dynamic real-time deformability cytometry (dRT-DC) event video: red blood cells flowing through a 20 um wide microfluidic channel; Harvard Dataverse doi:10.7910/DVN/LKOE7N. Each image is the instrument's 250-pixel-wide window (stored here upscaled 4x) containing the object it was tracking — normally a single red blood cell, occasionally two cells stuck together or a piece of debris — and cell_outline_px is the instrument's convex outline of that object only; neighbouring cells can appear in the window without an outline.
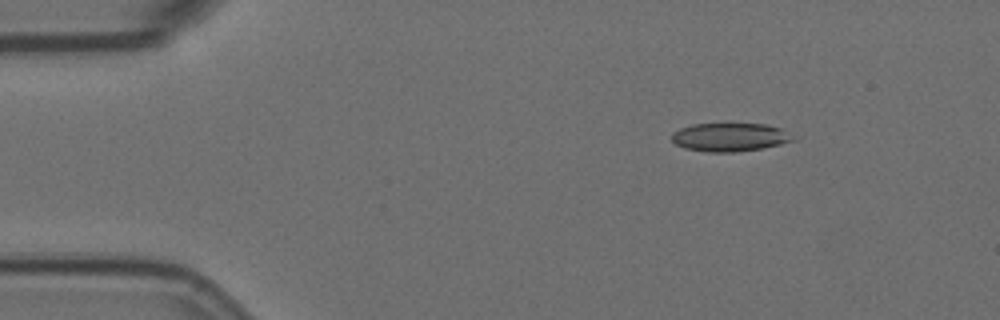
{"species": "Egyptian fruit bat (a non-hibernating species)", "species_latin": "Rousettus aegyptiacus", "temperature_condition": "room temperature", "stored_images_in_passage": 5, "camera_frame_rate_fps": 3000, "um_per_image_px": 0.085, "animal": {"sex": "female"}, "frame": {"image": 1, "passage_image": 1, "time_ms": 0.0, "image_size_px": [1000, 320], "cell_outline_px": [[796, 140], [780, 144], [760, 148], [736, 152], [708, 152], [684, 148], [676, 144], [672, 140], [672, 132], [680, 128], [692, 124], [768, 124], [780, 128], [796, 136]], "centroid_in_image_um": [62.05, 11.65], "position_along_channel_um": 22.9, "area_um2": 20.11}}
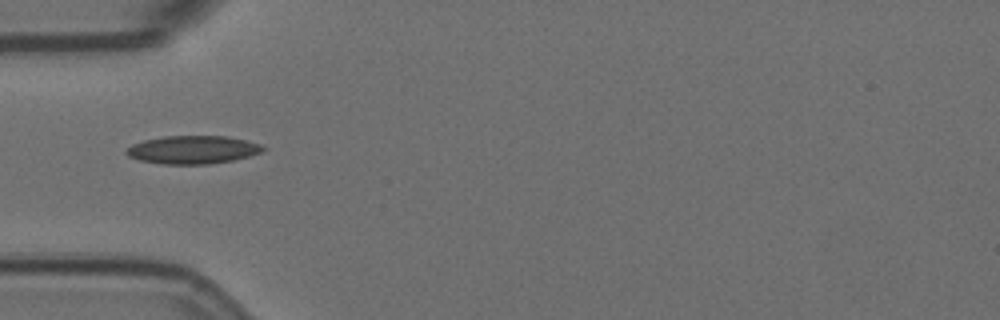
{"frame": {"image": 2, "passage_image": 4, "time_ms": 1.0, "image_size_px": [1000, 320], "cell_outline_px": [[268, 148], [260, 152], [248, 156], [232, 160], [208, 164], [164, 164], [140, 160], [128, 156], [124, 152], [132, 144], [144, 140], [164, 136], [228, 136], [260, 144]], "centroid_in_image_um": [16.37, 12.72], "position_along_channel_um": 68.6, "area_um2": 22.25}}
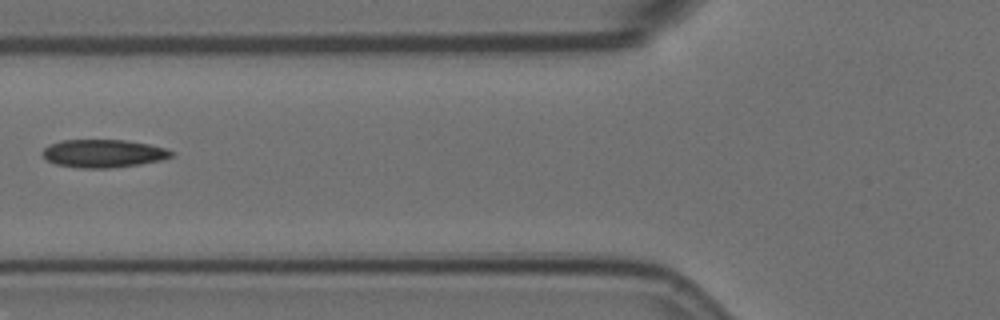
{"frame": {"image": 3, "passage_image": 5, "time_ms": 1.333, "image_size_px": [1000, 320], "cell_outline_px": [[172, 156], [160, 160], [140, 164], [112, 168], [80, 168], [56, 164], [48, 160], [40, 152], [44, 148], [60, 140], [124, 140], [148, 144], [164, 148], [172, 152]], "centroid_in_image_um": [8.75, 13.05], "position_along_channel_um": 117.0, "area_um2": 20.81}}